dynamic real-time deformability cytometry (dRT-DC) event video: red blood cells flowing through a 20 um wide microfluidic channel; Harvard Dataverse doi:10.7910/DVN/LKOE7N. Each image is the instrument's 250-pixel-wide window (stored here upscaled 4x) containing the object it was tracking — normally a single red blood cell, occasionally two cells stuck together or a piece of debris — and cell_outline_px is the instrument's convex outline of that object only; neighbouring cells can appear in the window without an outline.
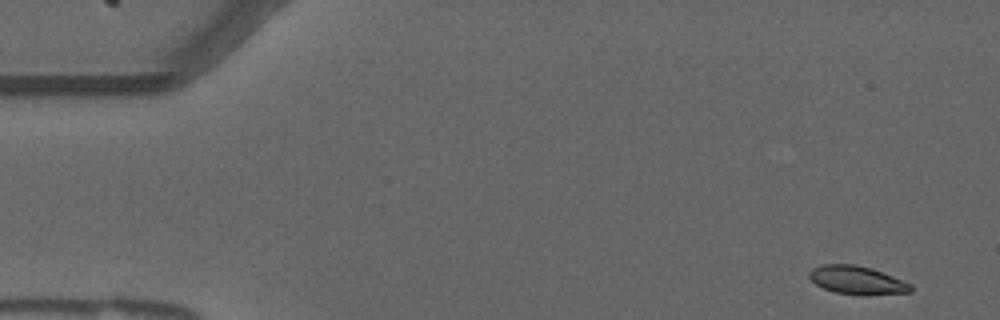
{"species": "common noctule bat (a hibernating species)", "species_latin": "Nyctalus noctula", "temperature_condition": "warm", "stored_images_in_passage": 7, "camera_frame_rate_fps": 3000, "um_per_image_px": 0.085, "animal": {"sex": "male", "forearm_length_mm": 52.5}, "frame": {"image": 1, "passage_image": 1, "time_ms": 0.0, "image_size_px": [1000, 320], "cell_outline_px": [[912, 292], [864, 296], [836, 292], [824, 288], [816, 284], [808, 276], [808, 272], [812, 268], [820, 264], [856, 264], [872, 268], [912, 284]], "centroid_in_image_um": [72.85, 23.81], "position_along_channel_um": 12.1, "area_um2": 16.94}}